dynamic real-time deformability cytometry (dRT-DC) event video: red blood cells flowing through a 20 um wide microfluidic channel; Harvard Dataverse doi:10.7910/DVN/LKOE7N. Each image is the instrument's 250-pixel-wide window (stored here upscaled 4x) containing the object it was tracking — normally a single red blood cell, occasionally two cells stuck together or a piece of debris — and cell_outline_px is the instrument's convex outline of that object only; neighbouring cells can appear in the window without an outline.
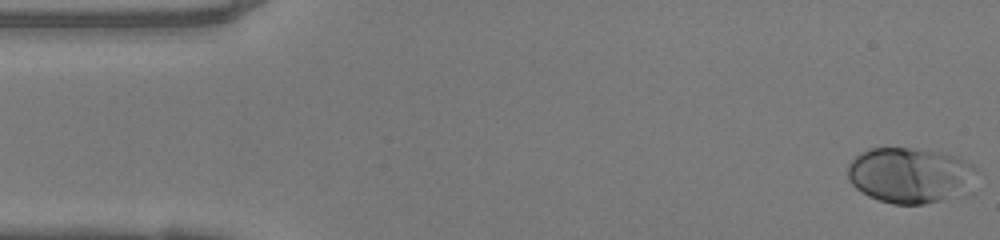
{"species": "human", "species_latin": "Homo sapiens", "temperature_condition": "warm", "stored_images_in_passage": 48, "camera_frame_rate_fps": 3000, "um_per_image_px": 0.085, "donor": {"sex": "female"}, "frame": {"image": 1, "passage_image": 1, "time_ms": 0.0, "image_size_px": [1000, 240], "cell_outline_px": [[976, 168], [940, 200], [924, 204], [892, 204], [868, 196], [856, 188], [852, 184], [848, 176], [848, 164], [860, 152], [868, 148], [928, 148], [944, 152], [972, 164]], "centroid_in_image_um": [77.09, 14.82], "position_along_channel_um": 7.9, "area_um2": 39.65}}
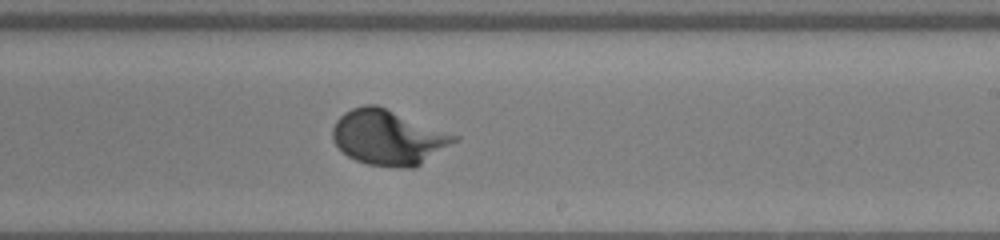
{"frame": {"image": 2, "passage_image": 28, "time_ms": 9.0, "image_size_px": [1000, 240], "cell_outline_px": [[460, 140], [420, 164], [412, 168], [396, 168], [368, 164], [356, 160], [348, 156], [332, 140], [332, 128], [336, 120], [344, 112], [352, 108], [364, 104], [376, 104], [460, 136]], "centroid_in_image_um": [33.02, 11.67], "position_along_channel_um": 256.0, "area_um2": 39.13}}
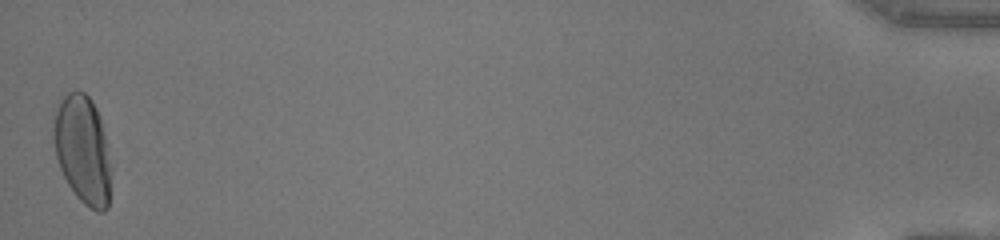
{"frame": {"image": 3, "passage_image": 48, "time_ms": 15.667, "image_size_px": [1000, 240], "cell_outline_px": [[112, 172], [108, 208], [104, 212], [96, 212], [84, 204], [76, 196], [68, 184], [60, 168], [56, 156], [52, 136], [52, 128], [56, 112], [60, 100], [68, 92], [84, 92], [92, 100], [100, 116], [112, 164]], "centroid_in_image_um": [7.06, 12.77], "position_along_channel_um": 428.1, "area_um2": 36.82}}